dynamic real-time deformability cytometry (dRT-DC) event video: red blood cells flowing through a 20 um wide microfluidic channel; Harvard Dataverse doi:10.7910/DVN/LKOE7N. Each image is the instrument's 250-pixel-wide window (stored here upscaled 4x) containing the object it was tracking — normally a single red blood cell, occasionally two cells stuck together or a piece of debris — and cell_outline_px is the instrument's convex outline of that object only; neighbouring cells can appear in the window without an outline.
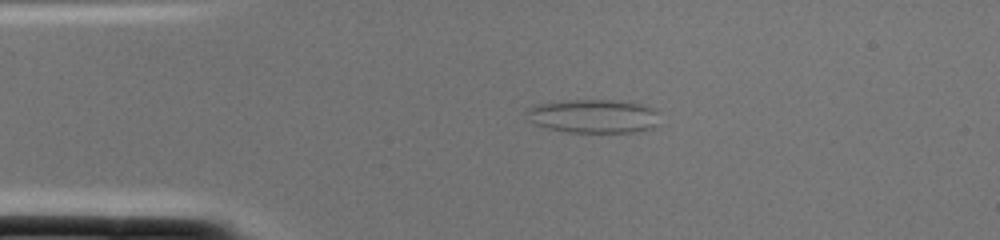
{"species": "common noctule bat (a hibernating species)", "species_latin": "Nyctalus noctula", "temperature_condition": "cold", "stored_images_in_passage": 1, "camera_frame_rate_fps": 3000, "um_per_image_px": 0.085, "animal": {"sex": "female", "body_mass_g": 22.0, "forearm_length_mm": 56.7}, "frame": {"image": 1, "passage_image": 1, "time_ms": 0.0, "image_size_px": [1000, 240], "cell_outline_px": [[656, 124], [652, 128], [632, 132], [568, 132], [548, 128], [536, 124], [532, 120], [528, 112], [528, 108], [536, 104], [560, 100], [616, 100], [640, 104], [652, 108], [656, 112]], "centroid_in_image_um": [50.43, 9.86], "position_along_channel_um": 34.6, "area_um2": 25.72}}